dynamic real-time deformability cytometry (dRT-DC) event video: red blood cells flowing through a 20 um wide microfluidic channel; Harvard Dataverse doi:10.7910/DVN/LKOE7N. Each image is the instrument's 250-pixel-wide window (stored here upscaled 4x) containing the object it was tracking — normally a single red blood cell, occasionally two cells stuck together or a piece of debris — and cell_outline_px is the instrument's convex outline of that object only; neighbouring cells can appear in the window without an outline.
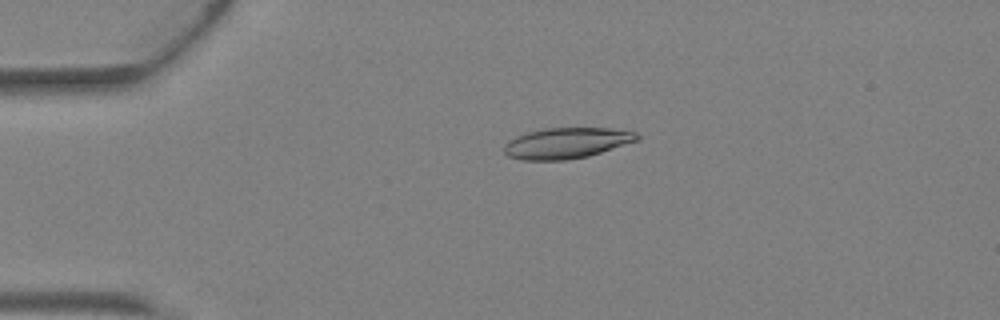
{"species": "Egyptian fruit bat (a non-hibernating species)", "species_latin": "Rousettus aegyptiacus", "temperature_condition": "warm", "stored_images_in_passage": 4, "camera_frame_rate_fps": 3000, "um_per_image_px": 0.085, "animal": {"sex": "female"}, "frame": {"image": 1, "passage_image": 3, "time_ms": 0.667, "image_size_px": [1000, 320], "cell_outline_px": [[640, 140], [588, 156], [564, 160], [520, 160], [508, 156], [504, 152], [504, 144], [508, 140], [524, 132], [544, 128], [608, 128], [636, 132], [640, 136]], "centroid_in_image_um": [48.13, 12.15], "position_along_channel_um": 36.9, "area_um2": 24.04}}